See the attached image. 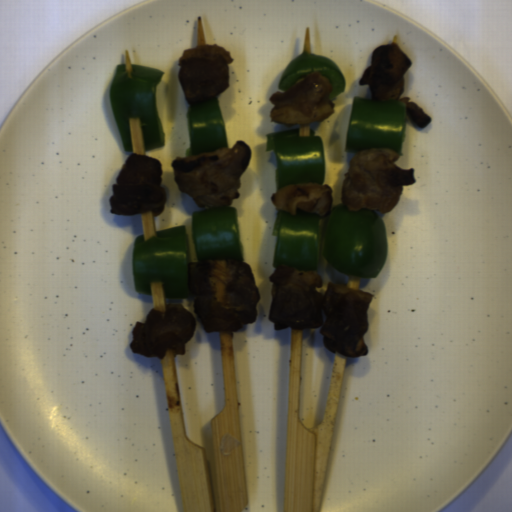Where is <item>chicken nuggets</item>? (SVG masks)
<instances>
[{
	"label": "chicken nuggets",
	"instance_id": "1",
	"mask_svg": "<svg viewBox=\"0 0 512 512\" xmlns=\"http://www.w3.org/2000/svg\"><path fill=\"white\" fill-rule=\"evenodd\" d=\"M272 293L268 320L275 331L319 329L325 349L358 358L368 353L365 335L369 331L368 307L371 293L329 281L323 285L315 270H298L279 265L269 276Z\"/></svg>",
	"mask_w": 512,
	"mask_h": 512
},
{
	"label": "chicken nuggets",
	"instance_id": "2",
	"mask_svg": "<svg viewBox=\"0 0 512 512\" xmlns=\"http://www.w3.org/2000/svg\"><path fill=\"white\" fill-rule=\"evenodd\" d=\"M187 289L205 331H236L258 320L260 292L239 259L187 262Z\"/></svg>",
	"mask_w": 512,
	"mask_h": 512
},
{
	"label": "chicken nuggets",
	"instance_id": "3",
	"mask_svg": "<svg viewBox=\"0 0 512 512\" xmlns=\"http://www.w3.org/2000/svg\"><path fill=\"white\" fill-rule=\"evenodd\" d=\"M251 155L250 145L237 141L232 148L177 156L171 164L174 182L202 210L228 208L239 198L240 178Z\"/></svg>",
	"mask_w": 512,
	"mask_h": 512
},
{
	"label": "chicken nuggets",
	"instance_id": "4",
	"mask_svg": "<svg viewBox=\"0 0 512 512\" xmlns=\"http://www.w3.org/2000/svg\"><path fill=\"white\" fill-rule=\"evenodd\" d=\"M399 154L390 147L360 149L353 155L341 188L342 205L348 210L372 209L388 213L399 200L403 186L416 183L415 168H398Z\"/></svg>",
	"mask_w": 512,
	"mask_h": 512
},
{
	"label": "chicken nuggets",
	"instance_id": "5",
	"mask_svg": "<svg viewBox=\"0 0 512 512\" xmlns=\"http://www.w3.org/2000/svg\"><path fill=\"white\" fill-rule=\"evenodd\" d=\"M112 192L109 210L115 215L137 212H151L154 216L162 214L166 196L159 159L144 154H130L112 185Z\"/></svg>",
	"mask_w": 512,
	"mask_h": 512
},
{
	"label": "chicken nuggets",
	"instance_id": "6",
	"mask_svg": "<svg viewBox=\"0 0 512 512\" xmlns=\"http://www.w3.org/2000/svg\"><path fill=\"white\" fill-rule=\"evenodd\" d=\"M195 328L193 313L180 303L152 308L144 321L135 322L129 347L134 354L155 359L184 354Z\"/></svg>",
	"mask_w": 512,
	"mask_h": 512
},
{
	"label": "chicken nuggets",
	"instance_id": "7",
	"mask_svg": "<svg viewBox=\"0 0 512 512\" xmlns=\"http://www.w3.org/2000/svg\"><path fill=\"white\" fill-rule=\"evenodd\" d=\"M332 89L330 80L320 72L303 76L288 90L271 95V122L289 127L329 118L335 106L330 99Z\"/></svg>",
	"mask_w": 512,
	"mask_h": 512
},
{
	"label": "chicken nuggets",
	"instance_id": "8",
	"mask_svg": "<svg viewBox=\"0 0 512 512\" xmlns=\"http://www.w3.org/2000/svg\"><path fill=\"white\" fill-rule=\"evenodd\" d=\"M411 60L396 43H383L376 47L359 83L368 86L372 99L399 100L405 103V116L417 128L429 126L431 118L411 101L401 97L404 92V76Z\"/></svg>",
	"mask_w": 512,
	"mask_h": 512
},
{
	"label": "chicken nuggets",
	"instance_id": "9",
	"mask_svg": "<svg viewBox=\"0 0 512 512\" xmlns=\"http://www.w3.org/2000/svg\"><path fill=\"white\" fill-rule=\"evenodd\" d=\"M233 59L231 51L221 45L184 49L177 79L189 105L197 100L215 99L229 88V64Z\"/></svg>",
	"mask_w": 512,
	"mask_h": 512
},
{
	"label": "chicken nuggets",
	"instance_id": "10",
	"mask_svg": "<svg viewBox=\"0 0 512 512\" xmlns=\"http://www.w3.org/2000/svg\"><path fill=\"white\" fill-rule=\"evenodd\" d=\"M274 209L295 216L299 210L327 217L333 206V190L328 183H297L281 187L273 193Z\"/></svg>",
	"mask_w": 512,
	"mask_h": 512
}]
</instances>
